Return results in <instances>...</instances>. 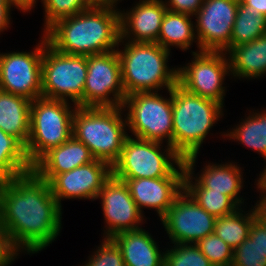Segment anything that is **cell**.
Instances as JSON below:
<instances>
[{
  "label": "cell",
  "instance_id": "obj_1",
  "mask_svg": "<svg viewBox=\"0 0 266 266\" xmlns=\"http://www.w3.org/2000/svg\"><path fill=\"white\" fill-rule=\"evenodd\" d=\"M61 208L50 184L33 170L1 181L0 223L19 253L35 254L54 242L62 229Z\"/></svg>",
  "mask_w": 266,
  "mask_h": 266
},
{
  "label": "cell",
  "instance_id": "obj_2",
  "mask_svg": "<svg viewBox=\"0 0 266 266\" xmlns=\"http://www.w3.org/2000/svg\"><path fill=\"white\" fill-rule=\"evenodd\" d=\"M43 34L54 49L65 54L90 56L116 50L120 39V9L89 7L57 20Z\"/></svg>",
  "mask_w": 266,
  "mask_h": 266
},
{
  "label": "cell",
  "instance_id": "obj_3",
  "mask_svg": "<svg viewBox=\"0 0 266 266\" xmlns=\"http://www.w3.org/2000/svg\"><path fill=\"white\" fill-rule=\"evenodd\" d=\"M121 43L123 50H119ZM116 51L126 96L138 92H160L162 88L168 91L177 84L178 69L167 66L171 52L158 43L132 42L120 38Z\"/></svg>",
  "mask_w": 266,
  "mask_h": 266
},
{
  "label": "cell",
  "instance_id": "obj_4",
  "mask_svg": "<svg viewBox=\"0 0 266 266\" xmlns=\"http://www.w3.org/2000/svg\"><path fill=\"white\" fill-rule=\"evenodd\" d=\"M123 111L122 106H77L73 114L72 136L89 148L94 159L104 161L111 167L118 161L125 139L129 136Z\"/></svg>",
  "mask_w": 266,
  "mask_h": 266
},
{
  "label": "cell",
  "instance_id": "obj_5",
  "mask_svg": "<svg viewBox=\"0 0 266 266\" xmlns=\"http://www.w3.org/2000/svg\"><path fill=\"white\" fill-rule=\"evenodd\" d=\"M173 149L183 158L198 155L210 129L224 116L217 102L172 88Z\"/></svg>",
  "mask_w": 266,
  "mask_h": 266
},
{
  "label": "cell",
  "instance_id": "obj_6",
  "mask_svg": "<svg viewBox=\"0 0 266 266\" xmlns=\"http://www.w3.org/2000/svg\"><path fill=\"white\" fill-rule=\"evenodd\" d=\"M70 103L45 97L32 101L29 139L25 146L32 166L51 148L60 146L72 137L73 114L77 105Z\"/></svg>",
  "mask_w": 266,
  "mask_h": 266
},
{
  "label": "cell",
  "instance_id": "obj_7",
  "mask_svg": "<svg viewBox=\"0 0 266 266\" xmlns=\"http://www.w3.org/2000/svg\"><path fill=\"white\" fill-rule=\"evenodd\" d=\"M86 77L87 56L62 53L54 49L44 35L42 97L71 101L83 107Z\"/></svg>",
  "mask_w": 266,
  "mask_h": 266
},
{
  "label": "cell",
  "instance_id": "obj_8",
  "mask_svg": "<svg viewBox=\"0 0 266 266\" xmlns=\"http://www.w3.org/2000/svg\"><path fill=\"white\" fill-rule=\"evenodd\" d=\"M169 98L158 91L129 94L122 108L126 114L128 130L144 140L164 143L173 147L172 89Z\"/></svg>",
  "mask_w": 266,
  "mask_h": 266
},
{
  "label": "cell",
  "instance_id": "obj_9",
  "mask_svg": "<svg viewBox=\"0 0 266 266\" xmlns=\"http://www.w3.org/2000/svg\"><path fill=\"white\" fill-rule=\"evenodd\" d=\"M162 144L129 135L112 175L117 179L167 177L184 159L171 145L163 150Z\"/></svg>",
  "mask_w": 266,
  "mask_h": 266
},
{
  "label": "cell",
  "instance_id": "obj_10",
  "mask_svg": "<svg viewBox=\"0 0 266 266\" xmlns=\"http://www.w3.org/2000/svg\"><path fill=\"white\" fill-rule=\"evenodd\" d=\"M191 52V63L177 68V84L191 94L212 100L224 107L227 89L223 82L226 75H231L228 54L213 51Z\"/></svg>",
  "mask_w": 266,
  "mask_h": 266
},
{
  "label": "cell",
  "instance_id": "obj_11",
  "mask_svg": "<svg viewBox=\"0 0 266 266\" xmlns=\"http://www.w3.org/2000/svg\"><path fill=\"white\" fill-rule=\"evenodd\" d=\"M125 98L117 51L87 56L83 107H121Z\"/></svg>",
  "mask_w": 266,
  "mask_h": 266
},
{
  "label": "cell",
  "instance_id": "obj_12",
  "mask_svg": "<svg viewBox=\"0 0 266 266\" xmlns=\"http://www.w3.org/2000/svg\"><path fill=\"white\" fill-rule=\"evenodd\" d=\"M30 52H0V90L31 101L42 97L44 35Z\"/></svg>",
  "mask_w": 266,
  "mask_h": 266
},
{
  "label": "cell",
  "instance_id": "obj_13",
  "mask_svg": "<svg viewBox=\"0 0 266 266\" xmlns=\"http://www.w3.org/2000/svg\"><path fill=\"white\" fill-rule=\"evenodd\" d=\"M216 218L183 189L160 219L172 244H195L214 233Z\"/></svg>",
  "mask_w": 266,
  "mask_h": 266
},
{
  "label": "cell",
  "instance_id": "obj_14",
  "mask_svg": "<svg viewBox=\"0 0 266 266\" xmlns=\"http://www.w3.org/2000/svg\"><path fill=\"white\" fill-rule=\"evenodd\" d=\"M239 0H204L195 14V35L200 51H230Z\"/></svg>",
  "mask_w": 266,
  "mask_h": 266
},
{
  "label": "cell",
  "instance_id": "obj_15",
  "mask_svg": "<svg viewBox=\"0 0 266 266\" xmlns=\"http://www.w3.org/2000/svg\"><path fill=\"white\" fill-rule=\"evenodd\" d=\"M97 199H101L105 228L104 238L125 232L141 229L146 218L130 195L124 181L113 175L103 184ZM144 215V216H143Z\"/></svg>",
  "mask_w": 266,
  "mask_h": 266
},
{
  "label": "cell",
  "instance_id": "obj_16",
  "mask_svg": "<svg viewBox=\"0 0 266 266\" xmlns=\"http://www.w3.org/2000/svg\"><path fill=\"white\" fill-rule=\"evenodd\" d=\"M112 167L101 160L57 174L50 182L52 195L62 207L63 199L96 200L103 184L111 177Z\"/></svg>",
  "mask_w": 266,
  "mask_h": 266
},
{
  "label": "cell",
  "instance_id": "obj_17",
  "mask_svg": "<svg viewBox=\"0 0 266 266\" xmlns=\"http://www.w3.org/2000/svg\"><path fill=\"white\" fill-rule=\"evenodd\" d=\"M185 171L183 160L167 177L119 180L125 182L142 213L143 208H153L161 219L183 190Z\"/></svg>",
  "mask_w": 266,
  "mask_h": 266
},
{
  "label": "cell",
  "instance_id": "obj_18",
  "mask_svg": "<svg viewBox=\"0 0 266 266\" xmlns=\"http://www.w3.org/2000/svg\"><path fill=\"white\" fill-rule=\"evenodd\" d=\"M197 157V155H192L184 159L186 171L183 188H207L211 192H222V194L231 197L241 207L245 199L238 195L243 188V170L238 166L239 164L236 165L233 162L224 164L207 163L208 165L205 164L202 168L201 174L196 176L194 167L196 166ZM194 176L196 177L194 178Z\"/></svg>",
  "mask_w": 266,
  "mask_h": 266
},
{
  "label": "cell",
  "instance_id": "obj_19",
  "mask_svg": "<svg viewBox=\"0 0 266 266\" xmlns=\"http://www.w3.org/2000/svg\"><path fill=\"white\" fill-rule=\"evenodd\" d=\"M166 5L163 0H139L130 10H120V38L157 43Z\"/></svg>",
  "mask_w": 266,
  "mask_h": 266
},
{
  "label": "cell",
  "instance_id": "obj_20",
  "mask_svg": "<svg viewBox=\"0 0 266 266\" xmlns=\"http://www.w3.org/2000/svg\"><path fill=\"white\" fill-rule=\"evenodd\" d=\"M93 160L89 148L72 136L65 143L45 153L33 165V171L49 183L57 174L71 171Z\"/></svg>",
  "mask_w": 266,
  "mask_h": 266
},
{
  "label": "cell",
  "instance_id": "obj_21",
  "mask_svg": "<svg viewBox=\"0 0 266 266\" xmlns=\"http://www.w3.org/2000/svg\"><path fill=\"white\" fill-rule=\"evenodd\" d=\"M150 234L141 228L111 238L121 250L125 266H164L165 252L160 251Z\"/></svg>",
  "mask_w": 266,
  "mask_h": 266
},
{
  "label": "cell",
  "instance_id": "obj_22",
  "mask_svg": "<svg viewBox=\"0 0 266 266\" xmlns=\"http://www.w3.org/2000/svg\"><path fill=\"white\" fill-rule=\"evenodd\" d=\"M227 54L232 77L252 80L266 75V33L252 42L234 46Z\"/></svg>",
  "mask_w": 266,
  "mask_h": 266
},
{
  "label": "cell",
  "instance_id": "obj_23",
  "mask_svg": "<svg viewBox=\"0 0 266 266\" xmlns=\"http://www.w3.org/2000/svg\"><path fill=\"white\" fill-rule=\"evenodd\" d=\"M31 103L25 97L0 90V129L24 146L29 139Z\"/></svg>",
  "mask_w": 266,
  "mask_h": 266
},
{
  "label": "cell",
  "instance_id": "obj_24",
  "mask_svg": "<svg viewBox=\"0 0 266 266\" xmlns=\"http://www.w3.org/2000/svg\"><path fill=\"white\" fill-rule=\"evenodd\" d=\"M192 17L167 10L162 20L157 43L169 51L171 46L187 51L193 42H197L196 45L200 52Z\"/></svg>",
  "mask_w": 266,
  "mask_h": 266
},
{
  "label": "cell",
  "instance_id": "obj_25",
  "mask_svg": "<svg viewBox=\"0 0 266 266\" xmlns=\"http://www.w3.org/2000/svg\"><path fill=\"white\" fill-rule=\"evenodd\" d=\"M259 198L255 206L246 211L248 213H242L243 209L240 207L233 214L216 218L214 233L233 249L249 237L250 228L255 220V211L266 199L263 195Z\"/></svg>",
  "mask_w": 266,
  "mask_h": 266
},
{
  "label": "cell",
  "instance_id": "obj_26",
  "mask_svg": "<svg viewBox=\"0 0 266 266\" xmlns=\"http://www.w3.org/2000/svg\"><path fill=\"white\" fill-rule=\"evenodd\" d=\"M261 111L253 110L233 130L221 135L256 151L266 163V109Z\"/></svg>",
  "mask_w": 266,
  "mask_h": 266
},
{
  "label": "cell",
  "instance_id": "obj_27",
  "mask_svg": "<svg viewBox=\"0 0 266 266\" xmlns=\"http://www.w3.org/2000/svg\"><path fill=\"white\" fill-rule=\"evenodd\" d=\"M33 170L25 146L0 129V180L7 181Z\"/></svg>",
  "mask_w": 266,
  "mask_h": 266
},
{
  "label": "cell",
  "instance_id": "obj_28",
  "mask_svg": "<svg viewBox=\"0 0 266 266\" xmlns=\"http://www.w3.org/2000/svg\"><path fill=\"white\" fill-rule=\"evenodd\" d=\"M266 33V17L254 7L239 0L236 19L233 24L230 50L234 46L249 43Z\"/></svg>",
  "mask_w": 266,
  "mask_h": 266
},
{
  "label": "cell",
  "instance_id": "obj_29",
  "mask_svg": "<svg viewBox=\"0 0 266 266\" xmlns=\"http://www.w3.org/2000/svg\"><path fill=\"white\" fill-rule=\"evenodd\" d=\"M192 199L215 218L236 212L240 206L222 192H211L207 188H183Z\"/></svg>",
  "mask_w": 266,
  "mask_h": 266
},
{
  "label": "cell",
  "instance_id": "obj_30",
  "mask_svg": "<svg viewBox=\"0 0 266 266\" xmlns=\"http://www.w3.org/2000/svg\"><path fill=\"white\" fill-rule=\"evenodd\" d=\"M164 266H214L196 244L176 243L165 251Z\"/></svg>",
  "mask_w": 266,
  "mask_h": 266
},
{
  "label": "cell",
  "instance_id": "obj_31",
  "mask_svg": "<svg viewBox=\"0 0 266 266\" xmlns=\"http://www.w3.org/2000/svg\"><path fill=\"white\" fill-rule=\"evenodd\" d=\"M195 244L214 266L232 265L234 249L215 233L207 235Z\"/></svg>",
  "mask_w": 266,
  "mask_h": 266
},
{
  "label": "cell",
  "instance_id": "obj_32",
  "mask_svg": "<svg viewBox=\"0 0 266 266\" xmlns=\"http://www.w3.org/2000/svg\"><path fill=\"white\" fill-rule=\"evenodd\" d=\"M44 6V31L62 18L78 14L89 7L82 0H41Z\"/></svg>",
  "mask_w": 266,
  "mask_h": 266
},
{
  "label": "cell",
  "instance_id": "obj_33",
  "mask_svg": "<svg viewBox=\"0 0 266 266\" xmlns=\"http://www.w3.org/2000/svg\"><path fill=\"white\" fill-rule=\"evenodd\" d=\"M96 249L83 266H125L121 250L111 238H104Z\"/></svg>",
  "mask_w": 266,
  "mask_h": 266
},
{
  "label": "cell",
  "instance_id": "obj_34",
  "mask_svg": "<svg viewBox=\"0 0 266 266\" xmlns=\"http://www.w3.org/2000/svg\"><path fill=\"white\" fill-rule=\"evenodd\" d=\"M231 266H266V256L256 242L248 237L234 249Z\"/></svg>",
  "mask_w": 266,
  "mask_h": 266
},
{
  "label": "cell",
  "instance_id": "obj_35",
  "mask_svg": "<svg viewBox=\"0 0 266 266\" xmlns=\"http://www.w3.org/2000/svg\"><path fill=\"white\" fill-rule=\"evenodd\" d=\"M249 237L256 242L260 251L266 256V199L255 211V220L250 228Z\"/></svg>",
  "mask_w": 266,
  "mask_h": 266
},
{
  "label": "cell",
  "instance_id": "obj_36",
  "mask_svg": "<svg viewBox=\"0 0 266 266\" xmlns=\"http://www.w3.org/2000/svg\"><path fill=\"white\" fill-rule=\"evenodd\" d=\"M5 228L0 223V266H10L19 256ZM10 264V265H9Z\"/></svg>",
  "mask_w": 266,
  "mask_h": 266
},
{
  "label": "cell",
  "instance_id": "obj_37",
  "mask_svg": "<svg viewBox=\"0 0 266 266\" xmlns=\"http://www.w3.org/2000/svg\"><path fill=\"white\" fill-rule=\"evenodd\" d=\"M204 0H165L167 10L194 16Z\"/></svg>",
  "mask_w": 266,
  "mask_h": 266
},
{
  "label": "cell",
  "instance_id": "obj_38",
  "mask_svg": "<svg viewBox=\"0 0 266 266\" xmlns=\"http://www.w3.org/2000/svg\"><path fill=\"white\" fill-rule=\"evenodd\" d=\"M12 6L16 7V9H19L12 0H0V34L5 29L7 30V27H9V24H11L10 12Z\"/></svg>",
  "mask_w": 266,
  "mask_h": 266
},
{
  "label": "cell",
  "instance_id": "obj_39",
  "mask_svg": "<svg viewBox=\"0 0 266 266\" xmlns=\"http://www.w3.org/2000/svg\"><path fill=\"white\" fill-rule=\"evenodd\" d=\"M88 7L117 6L122 0H82Z\"/></svg>",
  "mask_w": 266,
  "mask_h": 266
},
{
  "label": "cell",
  "instance_id": "obj_40",
  "mask_svg": "<svg viewBox=\"0 0 266 266\" xmlns=\"http://www.w3.org/2000/svg\"><path fill=\"white\" fill-rule=\"evenodd\" d=\"M247 6L254 7L266 17V0H242Z\"/></svg>",
  "mask_w": 266,
  "mask_h": 266
},
{
  "label": "cell",
  "instance_id": "obj_41",
  "mask_svg": "<svg viewBox=\"0 0 266 266\" xmlns=\"http://www.w3.org/2000/svg\"><path fill=\"white\" fill-rule=\"evenodd\" d=\"M22 12H30L38 0H12Z\"/></svg>",
  "mask_w": 266,
  "mask_h": 266
}]
</instances>
